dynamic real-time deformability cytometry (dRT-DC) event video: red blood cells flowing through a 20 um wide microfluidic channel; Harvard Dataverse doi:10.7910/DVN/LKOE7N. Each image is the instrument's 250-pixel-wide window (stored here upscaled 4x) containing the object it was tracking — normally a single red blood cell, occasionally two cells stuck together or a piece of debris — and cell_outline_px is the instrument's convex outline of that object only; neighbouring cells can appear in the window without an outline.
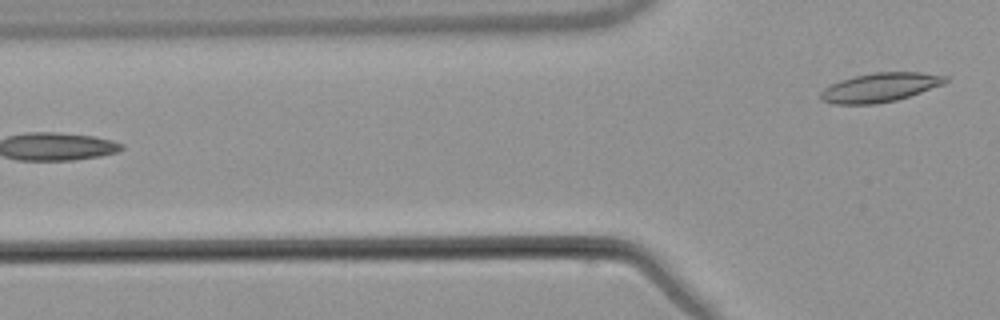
{"species": "common noctule bat (a hibernating species)", "species_latin": "Nyctalus noctula", "temperature_condition": "warm", "stored_images_in_passage": 7, "camera_frame_rate_fps": 3000, "um_per_image_px": 0.085, "animal": {"sex": "male", "body_mass_g": 21.5, "forearm_length_mm": 52.0}, "frame": {"image": 1, "passage_image": 7, "time_ms": 7.333, "image_size_px": [1000, 320], "cell_outline_px": [[948, 80], [944, 84], [896, 100], [876, 104], [836, 104], [820, 100], [820, 92], [824, 88], [840, 80], [856, 76], [876, 72], [920, 72], [948, 76]], "centroid_in_image_um": [74.8, 7.43], "position_along_channel_um": 51.0, "area_um2": 20.98}}